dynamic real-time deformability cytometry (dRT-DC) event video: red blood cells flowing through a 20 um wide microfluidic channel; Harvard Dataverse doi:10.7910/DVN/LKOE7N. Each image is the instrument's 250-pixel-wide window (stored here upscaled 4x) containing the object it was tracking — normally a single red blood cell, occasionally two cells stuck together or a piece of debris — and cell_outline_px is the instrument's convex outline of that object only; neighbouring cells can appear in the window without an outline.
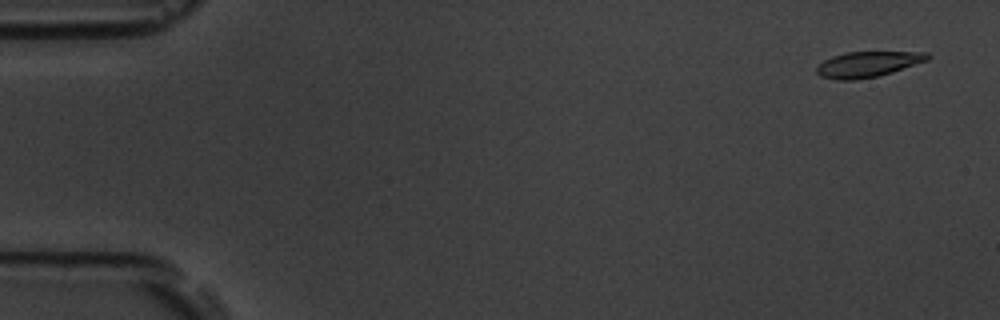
{"species": "common noctule bat (a hibernating species)", "species_latin": "Nyctalus noctula", "temperature_condition": "room temperature", "stored_images_in_passage": 6, "camera_frame_rate_fps": 3000, "um_per_image_px": 0.085, "animal": {"sex": "male", "body_mass_g": 19.5, "forearm_length_mm": 54.6}, "frame": {"image": 1, "passage_image": 1, "time_ms": 0.0, "image_size_px": [1000, 320], "cell_outline_px": [[932, 56], [928, 60], [892, 72], [876, 76], [856, 80], [836, 80], [820, 76], [816, 72], [816, 68], [824, 60], [832, 56], [848, 52], [928, 52]], "centroid_in_image_um": [73.76, 5.46], "position_along_channel_um": 11.2, "area_um2": 16.47}}
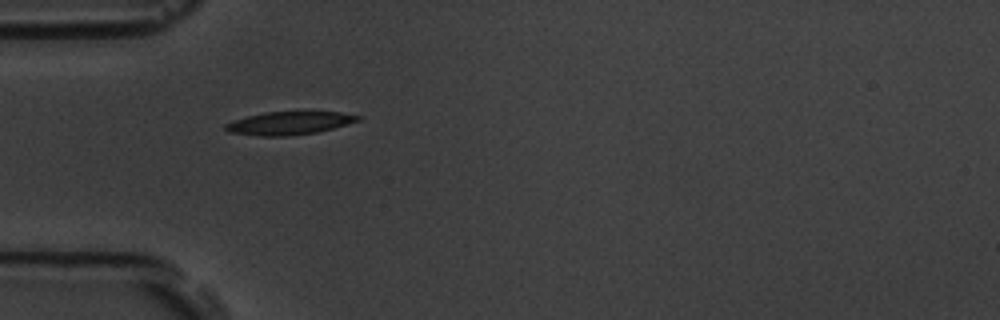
{"frame": {"image": 2, "passage_image": 5, "time_ms": 1.333, "image_size_px": [1000, 320], "cell_outline_px": [[360, 120], [348, 124], [316, 132], [288, 136], [260, 136], [228, 132], [224, 128], [224, 124], [248, 116], [264, 112], [340, 112], [360, 116]], "centroid_in_image_um": [24.57, 10.47], "position_along_channel_um": 60.4, "area_um2": 17.57}}
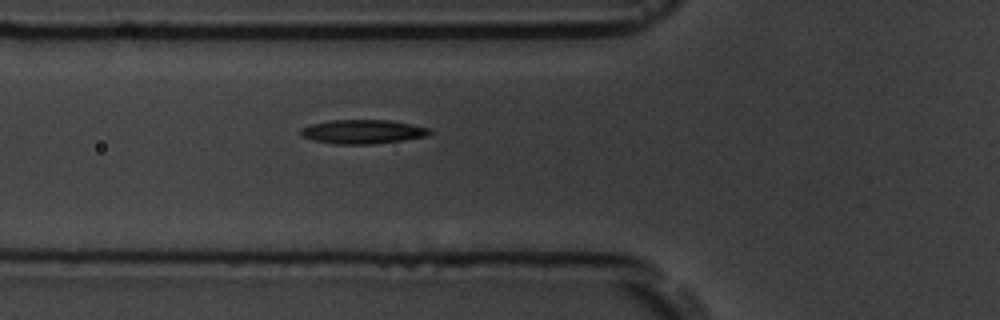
{"frame": {"image": 3, "passage_image": 6, "time_ms": 1.667, "image_size_px": [1000, 320], "cell_outline_px": [[432, 132], [428, 136], [404, 140], [372, 144], [336, 144], [312, 140], [300, 136], [300, 128], [312, 124], [332, 120], [388, 120], [428, 128]], "centroid_in_image_um": [30.79, 11.2], "position_along_channel_um": 95.0, "area_um2": 17.98}}